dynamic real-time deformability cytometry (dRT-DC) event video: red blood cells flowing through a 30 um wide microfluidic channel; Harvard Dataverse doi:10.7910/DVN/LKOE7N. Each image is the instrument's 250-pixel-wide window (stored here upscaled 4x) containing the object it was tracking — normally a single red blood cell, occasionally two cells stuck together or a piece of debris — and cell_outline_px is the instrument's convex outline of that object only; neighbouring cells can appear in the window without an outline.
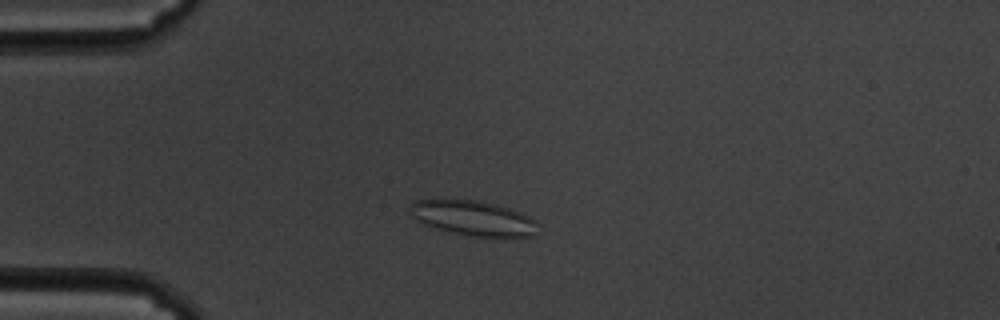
{"species": "common noctule bat (a hibernating species)", "species_latin": "Nyctalus noctula", "temperature_condition": "cold", "stored_images_in_passage": 56, "camera_frame_rate_fps": 3000, "um_per_image_px": 0.085, "animal": {"sex": "male", "body_mass_g": 19.5, "forearm_length_mm": 54.6}, "frame": {"image": 1, "passage_image": 12, "time_ms": 3.667, "image_size_px": [1000, 320], "cell_outline_px": [[540, 224], [536, 236], [512, 240], [500, 240], [472, 236], [452, 232], [436, 228], [424, 224], [408, 216], [408, 204], [416, 200], [440, 196], [480, 200], [496, 204], [524, 212], [536, 220]], "centroid_in_image_um": [40.26, 18.54], "position_along_channel_um": 44.7, "area_um2": 28.5}}
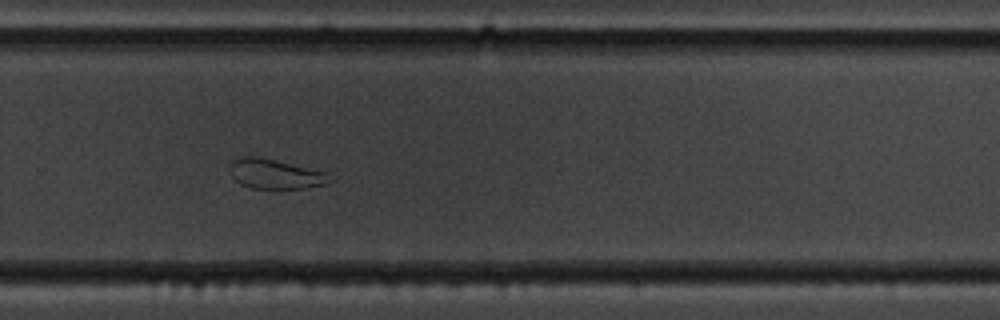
{"frame": {"image": 2, "passage_image": 37, "time_ms": 12.0, "image_size_px": [1000, 320], "cell_outline_px": [[336, 180], [324, 184], [308, 188], [252, 188], [240, 184], [232, 176], [232, 160], [236, 156], [260, 156], [324, 172]], "centroid_in_image_um": [23.4, 14.78], "position_along_channel_um": 306.4, "area_um2": 17.17}}
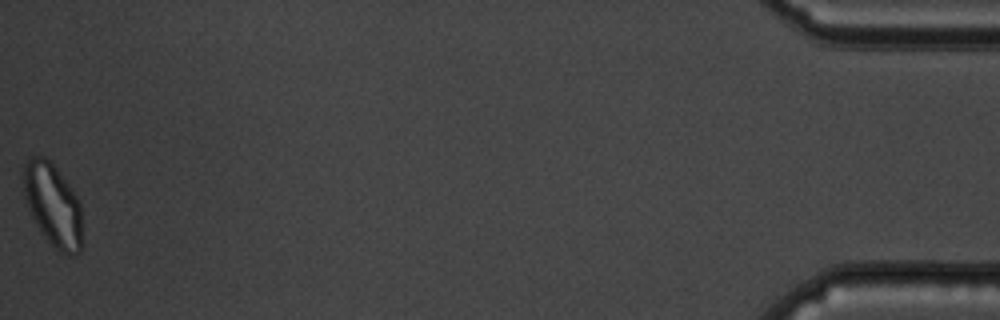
{"frame": {"image": 3, "passage_image": 56, "time_ms": 18.333, "image_size_px": [1000, 320], "cell_outline_px": [[80, 252], [76, 256], [68, 256], [52, 248], [40, 232], [24, 200], [20, 172], [24, 164], [32, 156], [44, 156], [56, 168], [80, 200]], "centroid_in_image_um": [4.43, 17.43], "position_along_channel_um": 430.8, "area_um2": 28.84}, "authors_computed_cell_mechanics": {"area_um2": 25.4609, "velocity_mm_per_s": 3.4047, "shape_relaxation_time_tau1_ms": null, "shape_relaxation_time_tau2_ms": 1.6253, "deformation_change_tau1": null, "deformation_change_tau2": 0.0893}}